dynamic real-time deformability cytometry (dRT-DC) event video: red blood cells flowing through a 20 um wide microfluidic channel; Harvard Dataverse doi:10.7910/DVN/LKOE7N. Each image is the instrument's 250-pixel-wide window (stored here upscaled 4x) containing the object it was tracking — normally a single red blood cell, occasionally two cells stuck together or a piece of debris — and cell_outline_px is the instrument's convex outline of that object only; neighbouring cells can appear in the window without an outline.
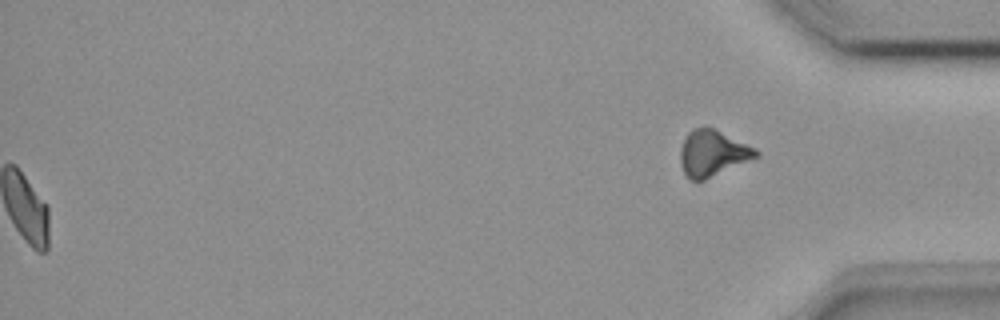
{"species": "common noctule bat (a hibernating species)", "species_latin": "Nyctalus noctula", "temperature_condition": "room temperature", "stored_images_in_passage": 51, "segment_of_instrument_passage": [2, 2], "camera_frame_rate_fps": 3000, "um_per_image_px": 0.085, "animal": {"sex": "female", "body_mass_g": 18.4}, "frame": {"image": 1, "passage_image": 51, "time_ms": 16.667, "image_size_px": [1000, 320], "cell_outline_px": [[756, 156], [700, 180], [692, 180], [684, 172], [680, 160], [680, 152], [684, 140], [696, 128], [712, 128], [752, 148], [756, 152]], "centroid_in_image_um": [60.48, 13.02], "position_along_channel_um": 374.7, "area_um2": 18.5}}